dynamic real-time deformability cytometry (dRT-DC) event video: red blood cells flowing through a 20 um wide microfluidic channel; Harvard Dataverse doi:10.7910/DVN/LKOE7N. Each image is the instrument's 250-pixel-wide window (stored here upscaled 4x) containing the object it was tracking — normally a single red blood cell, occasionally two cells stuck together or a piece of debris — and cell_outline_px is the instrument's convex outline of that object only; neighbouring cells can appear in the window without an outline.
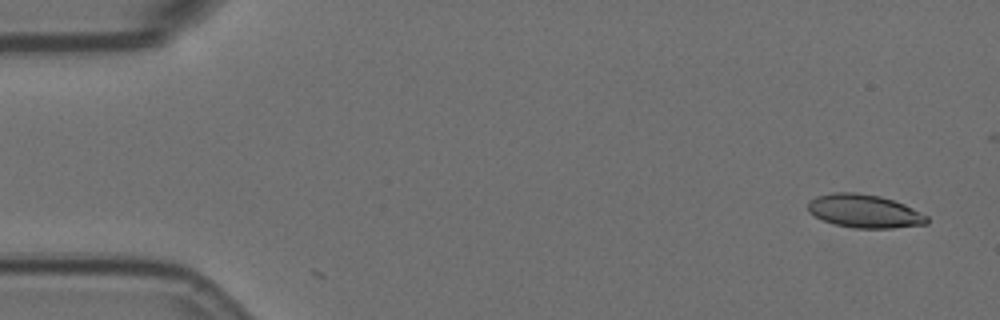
{"species": "Egyptian fruit bat (a non-hibernating species)", "species_latin": "Rousettus aegyptiacus", "temperature_condition": "room temperature", "stored_images_in_passage": 5, "camera_frame_rate_fps": 3000, "um_per_image_px": 0.085, "animal": {"sex": "female"}, "frame": {"image": 1, "passage_image": 1, "time_ms": 0.0, "image_size_px": [1000, 320], "cell_outline_px": [[928, 224], [892, 228], [856, 228], [836, 224], [824, 220], [808, 212], [808, 200], [816, 196], [832, 192], [856, 192], [880, 196], [904, 204], [928, 216]], "centroid_in_image_um": [73.47, 17.94], "position_along_channel_um": 11.5, "area_um2": 23.06}}
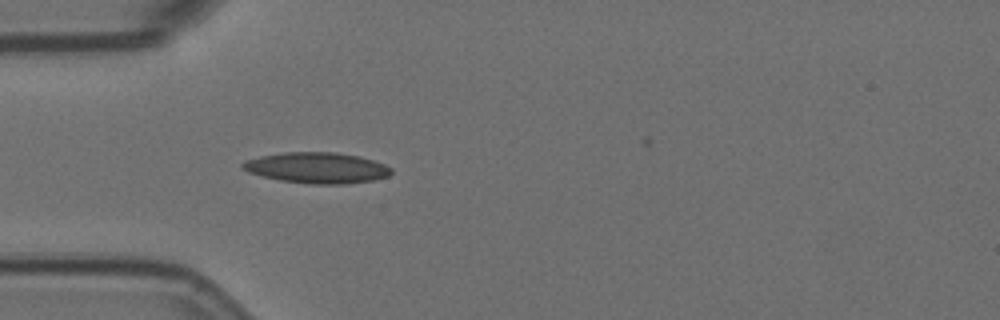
{"frame": {"image": 2, "passage_image": 5, "time_ms": 1.333, "image_size_px": [1000, 320], "cell_outline_px": [[392, 172], [388, 176], [372, 180], [344, 184], [312, 184], [280, 180], [248, 172], [240, 168], [240, 164], [244, 160], [260, 156], [284, 152], [336, 152], [360, 156], [384, 164], [392, 168]], "centroid_in_image_um": [26.92, 14.25], "position_along_channel_um": 58.1, "area_um2": 26.76}}